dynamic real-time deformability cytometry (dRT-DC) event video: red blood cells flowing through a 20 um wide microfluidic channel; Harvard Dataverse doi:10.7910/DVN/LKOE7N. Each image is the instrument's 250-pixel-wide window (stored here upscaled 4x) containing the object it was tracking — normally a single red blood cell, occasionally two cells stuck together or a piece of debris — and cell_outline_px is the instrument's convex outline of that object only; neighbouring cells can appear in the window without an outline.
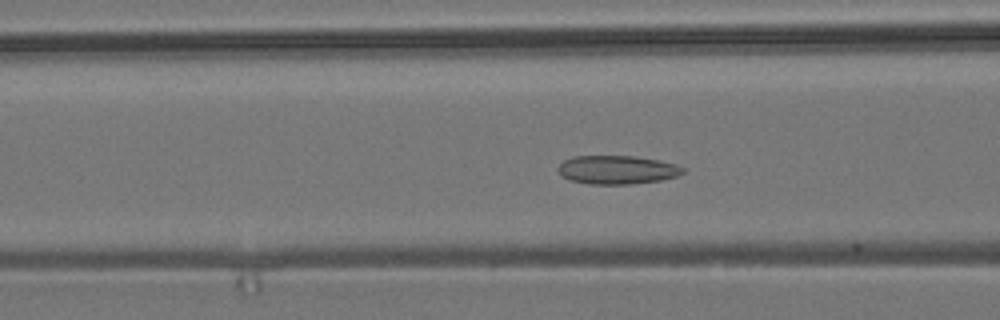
{"species": "common noctule bat (a hibernating species)", "species_latin": "Nyctalus noctula", "temperature_condition": "room temperature", "stored_images_in_passage": 14, "camera_frame_rate_fps": 3000, "um_per_image_px": 0.085, "animal": {"sex": "male", "body_mass_g": 19.2, "forearm_length_mm": 51.8}, "frame": {"image": 1, "passage_image": 11, "time_ms": 3.333, "image_size_px": [1000, 320], "cell_outline_px": [[684, 172], [676, 176], [660, 180], [628, 184], [588, 184], [568, 180], [560, 176], [556, 168], [564, 160], [572, 156], [636, 156], [660, 160], [676, 164], [684, 168]], "centroid_in_image_um": [52.4, 14.43], "position_along_channel_um": 114.2, "area_um2": 20.98}}